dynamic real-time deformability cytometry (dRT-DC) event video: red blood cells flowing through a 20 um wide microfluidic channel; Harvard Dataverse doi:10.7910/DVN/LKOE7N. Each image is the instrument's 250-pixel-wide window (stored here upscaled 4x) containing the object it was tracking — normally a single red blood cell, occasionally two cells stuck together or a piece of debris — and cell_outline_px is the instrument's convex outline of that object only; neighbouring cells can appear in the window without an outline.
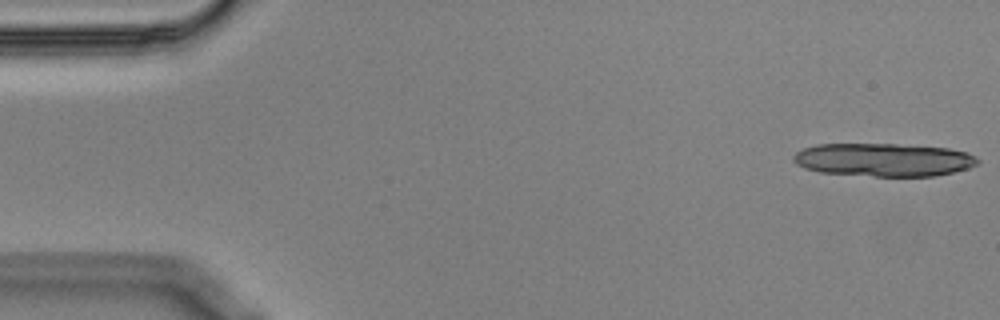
{"species": "Egyptian fruit bat (a non-hibernating species)", "species_latin": "Rousettus aegyptiacus", "temperature_condition": "cold", "stored_images_in_passage": 13, "camera_frame_rate_fps": 3000, "um_per_image_px": 0.085, "animal": {"sex": "male"}, "frame": {"image": 1, "passage_image": 1, "time_ms": 0.0, "image_size_px": [1000, 320], "cell_outline_px": [[980, 160], [976, 164], [968, 168], [936, 176], [872, 176], [820, 172], [804, 168], [796, 164], [792, 160], [792, 156], [796, 152], [804, 148], [816, 144], [896, 144], [948, 148], [968, 152], [976, 156]], "centroid_in_image_um": [75.09, 13.58], "position_along_channel_um": 9.9, "area_um2": 35.72}}